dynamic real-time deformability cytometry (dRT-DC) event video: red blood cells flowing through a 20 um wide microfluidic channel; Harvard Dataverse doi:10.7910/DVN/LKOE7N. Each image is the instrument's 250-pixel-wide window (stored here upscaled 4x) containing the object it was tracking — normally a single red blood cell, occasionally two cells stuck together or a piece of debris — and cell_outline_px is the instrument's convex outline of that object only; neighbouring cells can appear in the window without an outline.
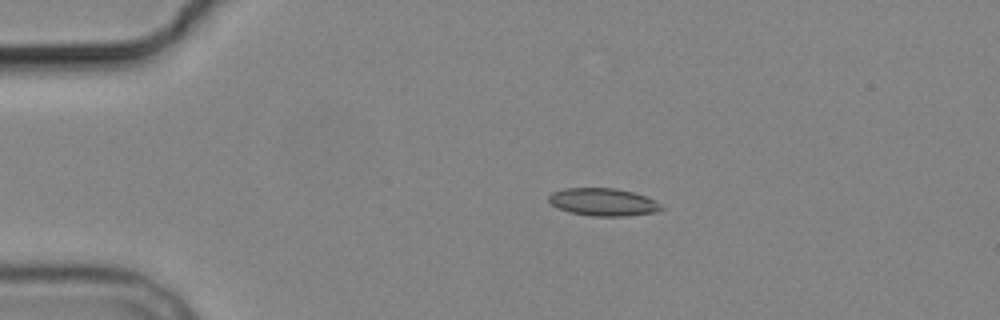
{"species": "common noctule bat (a hibernating species)", "species_latin": "Nyctalus noctula", "temperature_condition": "cold", "stored_images_in_passage": 5, "camera_frame_rate_fps": 3000, "um_per_image_px": 0.085, "animal": {"sex": "male", "body_mass_g": 19.2, "forearm_length_mm": 51.8}, "frame": {"image": 1, "passage_image": 3, "time_ms": 2.333, "image_size_px": [1000, 320], "cell_outline_px": [[664, 208], [656, 212], [628, 216], [592, 216], [568, 212], [556, 208], [548, 200], [548, 196], [552, 192], [564, 188], [616, 188], [632, 192], [656, 200]], "centroid_in_image_um": [51.25, 17.18], "position_along_channel_um": 33.8, "area_um2": 18.26}}
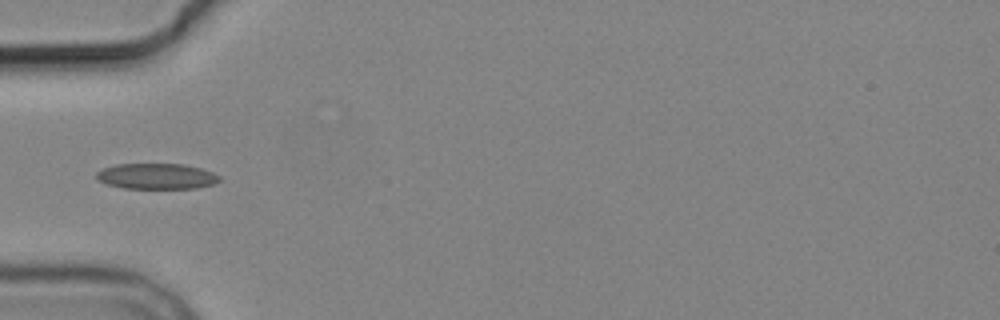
{"frame": {"image": 2, "passage_image": 5, "time_ms": 4.667, "image_size_px": [1000, 320], "cell_outline_px": [[220, 180], [212, 184], [196, 188], [124, 188], [108, 184], [96, 180], [96, 172], [104, 168], [116, 164], [184, 164], [200, 168], [212, 172], [220, 176]], "centroid_in_image_um": [13.29, 14.98], "position_along_channel_um": 71.7, "area_um2": 18.32}}